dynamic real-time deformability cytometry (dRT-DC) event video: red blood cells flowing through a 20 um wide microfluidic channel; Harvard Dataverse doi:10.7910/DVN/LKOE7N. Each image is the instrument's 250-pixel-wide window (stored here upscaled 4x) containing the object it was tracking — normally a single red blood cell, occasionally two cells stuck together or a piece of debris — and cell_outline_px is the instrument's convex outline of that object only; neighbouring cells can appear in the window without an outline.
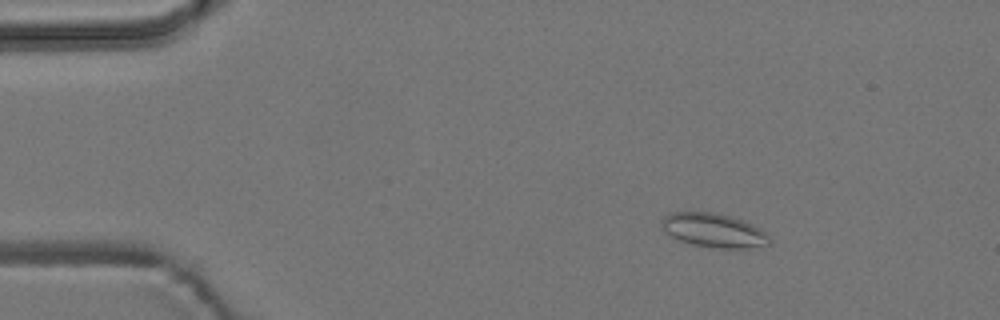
{"species": "common noctule bat (a hibernating species)", "species_latin": "Nyctalus noctula", "temperature_condition": "room temperature", "stored_images_in_passage": 56, "camera_frame_rate_fps": 3000, "um_per_image_px": 0.085, "animal": {"sex": "male", "body_mass_g": 19.2, "forearm_length_mm": 51.8}, "frame": {"image": 1, "passage_image": 9, "time_ms": 2.667, "image_size_px": [1000, 320], "cell_outline_px": [[772, 244], [744, 248], [720, 248], [692, 244], [680, 240], [672, 236], [664, 228], [664, 216], [672, 212], [716, 212], [732, 216], [752, 224], [760, 228], [772, 240]], "centroid_in_image_um": [60.74, 19.57], "position_along_channel_um": 24.3, "area_um2": 21.04}}
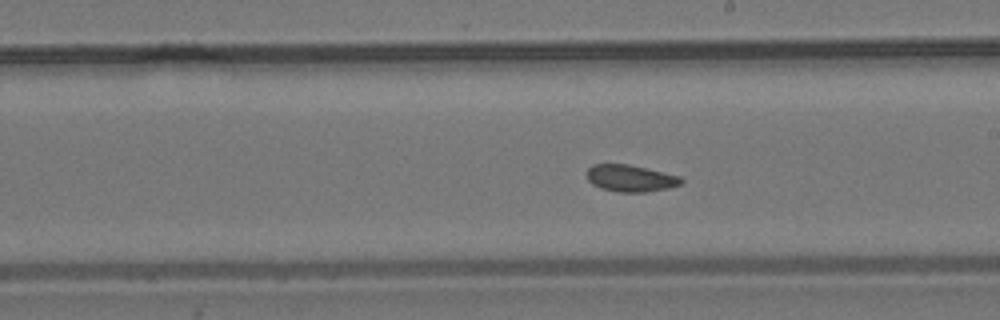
{"frame": {"image": 2, "passage_image": 32, "time_ms": 10.333, "image_size_px": [1000, 320], "cell_outline_px": [[684, 180], [680, 184], [668, 188], [644, 192], [620, 192], [600, 188], [592, 184], [588, 180], [588, 168], [592, 164], [628, 164], [680, 176]], "centroid_in_image_um": [53.58, 15.15], "position_along_channel_um": 235.4, "area_um2": 14.62}}
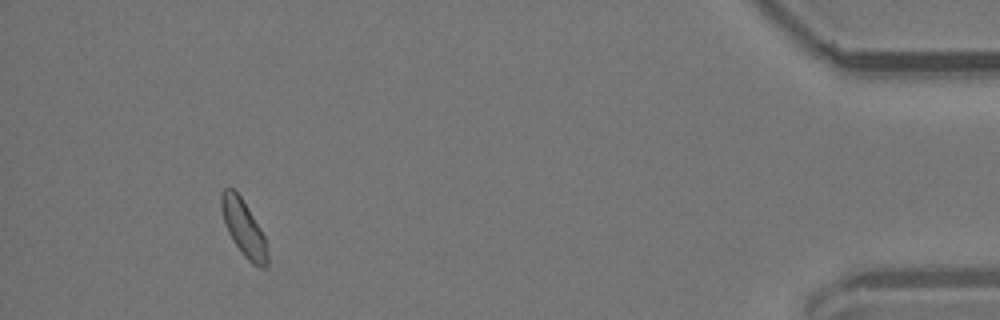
{"frame": {"image": 3, "passage_image": 52, "time_ms": 17.0, "image_size_px": [1000, 320], "cell_outline_px": [[268, 268], [260, 268], [252, 264], [244, 256], [232, 240], [224, 224], [220, 204], [220, 192], [224, 188], [232, 188], [240, 196], [260, 228], [264, 236], [268, 256]], "centroid_in_image_um": [20.69, 19.41], "position_along_channel_um": 414.5, "area_um2": 15.09}, "authors_computed_cell_mechanics": {"area_um2": 15.317, "velocity_mm_per_s": 3.7314, "shape_relaxation_time_tau1_ms": null, "shape_relaxation_time_tau2_ms": 3.6787, "deformation_change_tau1": null, "deformation_change_tau2": 0.0793}}